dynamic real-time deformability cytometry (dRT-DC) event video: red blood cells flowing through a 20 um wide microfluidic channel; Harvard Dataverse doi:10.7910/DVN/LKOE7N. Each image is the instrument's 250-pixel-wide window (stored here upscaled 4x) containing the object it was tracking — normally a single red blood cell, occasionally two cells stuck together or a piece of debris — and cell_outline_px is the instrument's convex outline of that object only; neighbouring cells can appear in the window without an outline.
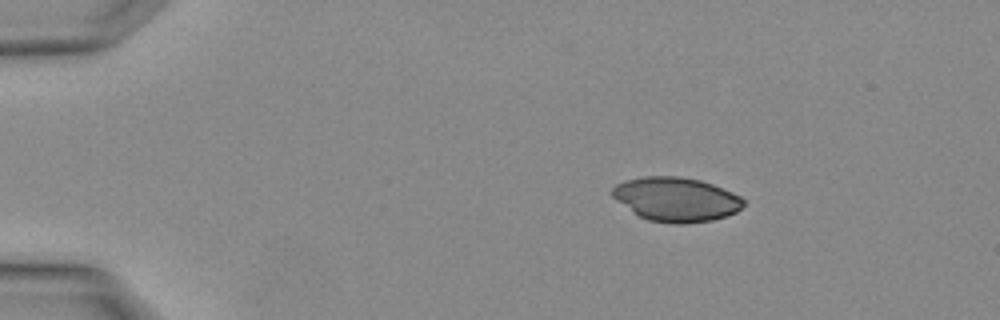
{"species": "Egyptian fruit bat (a non-hibernating species)", "species_latin": "Rousettus aegyptiacus", "temperature_condition": "warm", "stored_images_in_passage": 2, "camera_frame_rate_fps": 3000, "um_per_image_px": 0.085, "animal": {"sex": "female"}, "frame": {"image": 1, "passage_image": 2, "time_ms": 0.333, "image_size_px": [1000, 320], "cell_outline_px": [[744, 204], [736, 212], [728, 216], [712, 220], [684, 224], [672, 224], [648, 220], [632, 212], [616, 200], [612, 196], [612, 188], [616, 184], [624, 180], [644, 176], [680, 176], [700, 180], [712, 184], [732, 192], [740, 196], [744, 200]], "centroid_in_image_um": [57.46, 16.94], "position_along_channel_um": 27.5, "area_um2": 33.93}}